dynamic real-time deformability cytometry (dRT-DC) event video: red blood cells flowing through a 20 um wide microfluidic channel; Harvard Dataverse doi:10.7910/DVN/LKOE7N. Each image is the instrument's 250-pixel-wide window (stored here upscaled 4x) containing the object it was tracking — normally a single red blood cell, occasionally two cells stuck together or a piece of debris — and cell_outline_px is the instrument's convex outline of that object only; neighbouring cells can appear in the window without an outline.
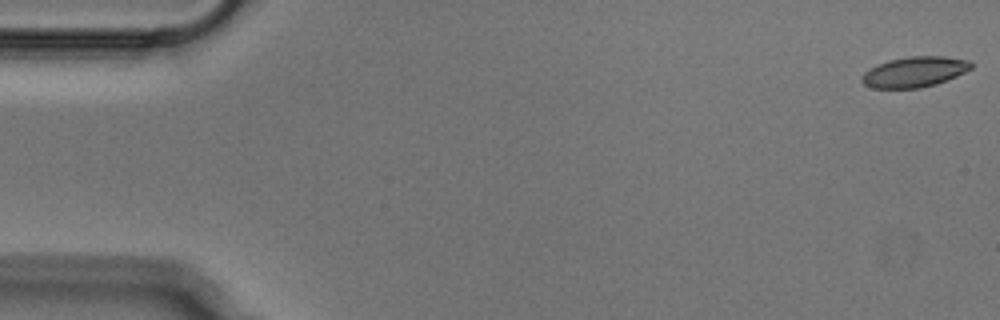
{"species": "Egyptian fruit bat (a non-hibernating species)", "species_latin": "Rousettus aegyptiacus", "temperature_condition": "cold", "stored_images_in_passage": 52, "camera_frame_rate_fps": 3000, "um_per_image_px": 0.085, "animal": {"sex": "male"}, "frame": {"image": 1, "passage_image": 1, "time_ms": 0.0, "image_size_px": [1000, 320], "cell_outline_px": [[972, 68], [956, 76], [936, 84], [920, 88], [872, 88], [864, 84], [860, 80], [860, 76], [868, 68], [876, 64], [888, 60], [908, 56], [944, 56], [968, 60], [972, 64]], "centroid_in_image_um": [77.68, 6.1], "position_along_channel_um": 7.3, "area_um2": 19.54}}
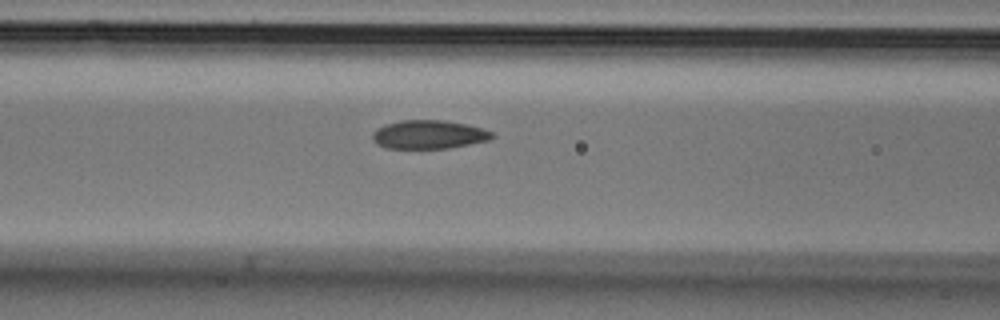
{"frame": {"image": 2, "passage_image": 21, "time_ms": 6.667, "image_size_px": [1000, 320], "cell_outline_px": [[496, 136], [488, 140], [448, 148], [384, 148], [376, 144], [372, 140], [372, 132], [376, 128], [384, 124], [400, 120], [444, 120], [484, 128], [492, 132]], "centroid_in_image_um": [36.4, 11.43], "position_along_channel_um": 130.2, "area_um2": 20.06}}
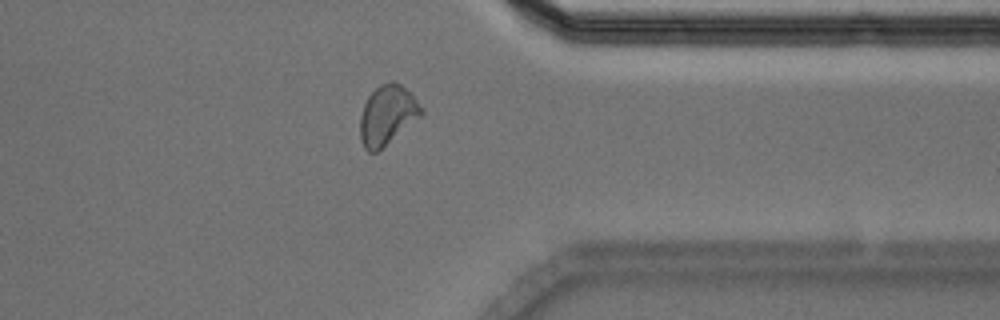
{"frame": {"image": 3, "passage_image": 41, "time_ms": 13.333, "image_size_px": [1000, 320], "cell_outline_px": [[424, 112], [420, 116], [376, 152], [368, 152], [364, 148], [360, 140], [360, 116], [364, 104], [368, 96], [380, 84], [392, 80], [400, 84], [416, 100]], "centroid_in_image_um": [32.87, 9.77], "position_along_channel_um": 378.5, "area_um2": 20.69}}